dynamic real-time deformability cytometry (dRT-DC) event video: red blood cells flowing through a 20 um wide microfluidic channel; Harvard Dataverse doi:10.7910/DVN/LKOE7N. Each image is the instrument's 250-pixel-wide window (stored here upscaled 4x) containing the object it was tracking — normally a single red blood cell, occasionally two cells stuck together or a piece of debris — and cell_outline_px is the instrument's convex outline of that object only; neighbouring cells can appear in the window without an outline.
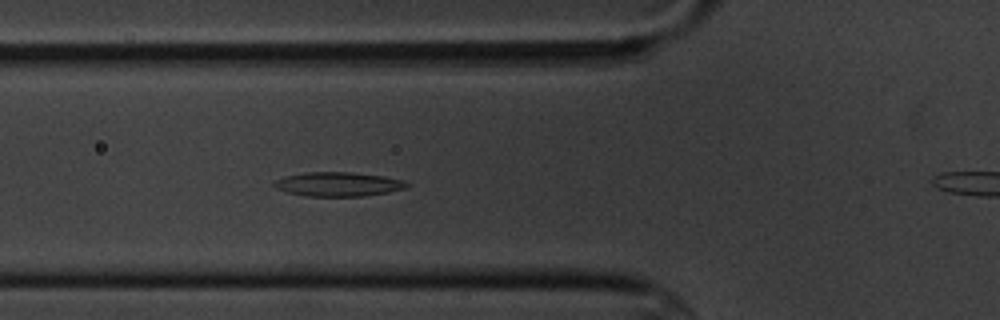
{"species": "common noctule bat (a hibernating species)", "species_latin": "Nyctalus noctula", "temperature_condition": "cold", "stored_images_in_passage": 6, "camera_frame_rate_fps": 3000, "um_per_image_px": 0.085, "animal": {"sex": "male", "body_mass_g": 20.1, "forearm_length_mm": 53.5}, "frame": {"image": 1, "passage_image": 5, "time_ms": 4.667, "image_size_px": [1000, 320], "cell_outline_px": [[412, 184], [404, 188], [388, 192], [364, 196], [304, 196], [288, 192], [276, 188], [272, 184], [276, 180], [284, 176], [304, 172], [352, 172], [384, 176], [400, 180]], "centroid_in_image_um": [28.72, 15.65], "position_along_channel_um": 97.1, "area_um2": 18.67}}